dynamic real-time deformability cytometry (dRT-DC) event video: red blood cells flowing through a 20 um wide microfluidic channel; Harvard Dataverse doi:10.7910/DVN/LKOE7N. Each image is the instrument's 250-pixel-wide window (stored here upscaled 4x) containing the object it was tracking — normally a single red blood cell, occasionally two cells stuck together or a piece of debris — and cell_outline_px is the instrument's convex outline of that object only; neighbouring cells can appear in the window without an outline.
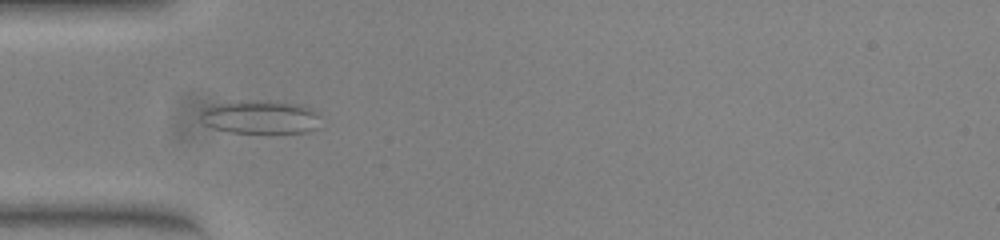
{"species": "common noctule bat (a hibernating species)", "species_latin": "Nyctalus noctula", "temperature_condition": "warm", "stored_images_in_passage": 9, "camera_frame_rate_fps": 3000, "um_per_image_px": 0.085, "animal": {"sex": "female", "body_mass_g": 23.0, "forearm_length_mm": 53.4}, "frame": {"image": 1, "passage_image": 6, "time_ms": 1.667, "image_size_px": [1000, 240], "cell_outline_px": [[316, 128], [308, 132], [228, 132], [212, 128], [204, 124], [200, 120], [200, 112], [212, 104], [300, 104], [316, 112]], "centroid_in_image_um": [22.05, 10.02], "position_along_channel_um": 62.9, "area_um2": 21.68}}
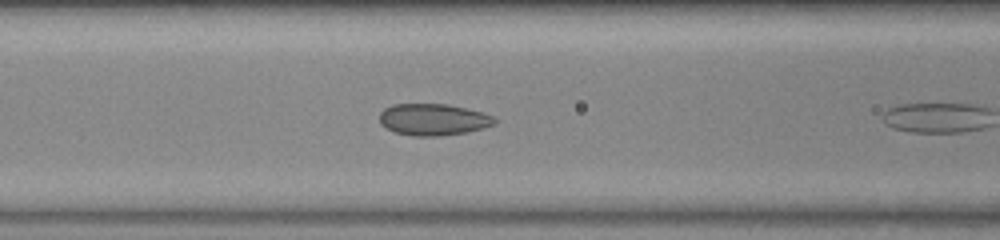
{"frame": {"image": 2, "passage_image": 8, "time_ms": 2.333, "image_size_px": [1000, 240], "cell_outline_px": [[496, 124], [468, 132], [440, 136], [412, 136], [396, 132], [380, 124], [380, 112], [384, 108], [392, 104], [448, 104], [496, 116]], "centroid_in_image_um": [36.83, 10.16], "position_along_channel_um": 129.8, "area_um2": 21.27}}